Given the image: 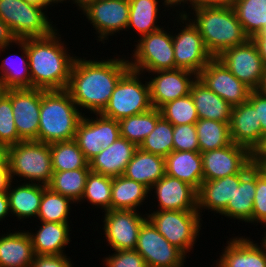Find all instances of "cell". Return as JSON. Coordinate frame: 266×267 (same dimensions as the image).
I'll list each match as a JSON object with an SVG mask.
<instances>
[{"label": "cell", "instance_id": "9a60e30c", "mask_svg": "<svg viewBox=\"0 0 266 267\" xmlns=\"http://www.w3.org/2000/svg\"><path fill=\"white\" fill-rule=\"evenodd\" d=\"M197 78L232 107L248 101L252 91L235 77L217 57L199 72Z\"/></svg>", "mask_w": 266, "mask_h": 267}, {"label": "cell", "instance_id": "ee69618b", "mask_svg": "<svg viewBox=\"0 0 266 267\" xmlns=\"http://www.w3.org/2000/svg\"><path fill=\"white\" fill-rule=\"evenodd\" d=\"M12 111L11 99L0 90V144L7 147L22 141L18 136Z\"/></svg>", "mask_w": 266, "mask_h": 267}, {"label": "cell", "instance_id": "91938a15", "mask_svg": "<svg viewBox=\"0 0 266 267\" xmlns=\"http://www.w3.org/2000/svg\"><path fill=\"white\" fill-rule=\"evenodd\" d=\"M28 3L40 6V7H44L45 9L47 8V6L49 7L52 4H58V2L56 0H25Z\"/></svg>", "mask_w": 266, "mask_h": 267}, {"label": "cell", "instance_id": "f6af8a7d", "mask_svg": "<svg viewBox=\"0 0 266 267\" xmlns=\"http://www.w3.org/2000/svg\"><path fill=\"white\" fill-rule=\"evenodd\" d=\"M173 151L200 152L195 124L173 125Z\"/></svg>", "mask_w": 266, "mask_h": 267}, {"label": "cell", "instance_id": "e575fe53", "mask_svg": "<svg viewBox=\"0 0 266 267\" xmlns=\"http://www.w3.org/2000/svg\"><path fill=\"white\" fill-rule=\"evenodd\" d=\"M195 126L200 153L220 149L233 143L229 123L211 119H198Z\"/></svg>", "mask_w": 266, "mask_h": 267}, {"label": "cell", "instance_id": "f1b7e54d", "mask_svg": "<svg viewBox=\"0 0 266 267\" xmlns=\"http://www.w3.org/2000/svg\"><path fill=\"white\" fill-rule=\"evenodd\" d=\"M165 174L164 157L137 148L123 175L150 189Z\"/></svg>", "mask_w": 266, "mask_h": 267}, {"label": "cell", "instance_id": "bcb514c9", "mask_svg": "<svg viewBox=\"0 0 266 267\" xmlns=\"http://www.w3.org/2000/svg\"><path fill=\"white\" fill-rule=\"evenodd\" d=\"M103 262L105 267H147L145 260L135 249L115 251Z\"/></svg>", "mask_w": 266, "mask_h": 267}, {"label": "cell", "instance_id": "f907efd6", "mask_svg": "<svg viewBox=\"0 0 266 267\" xmlns=\"http://www.w3.org/2000/svg\"><path fill=\"white\" fill-rule=\"evenodd\" d=\"M248 102L257 111V116L261 123L263 138L266 136V96L261 95L256 90H252L249 95Z\"/></svg>", "mask_w": 266, "mask_h": 267}, {"label": "cell", "instance_id": "603a6c76", "mask_svg": "<svg viewBox=\"0 0 266 267\" xmlns=\"http://www.w3.org/2000/svg\"><path fill=\"white\" fill-rule=\"evenodd\" d=\"M240 184V173L228 175L216 180L203 181L197 190V211L202 209L221 213L235 194Z\"/></svg>", "mask_w": 266, "mask_h": 267}, {"label": "cell", "instance_id": "ba28073f", "mask_svg": "<svg viewBox=\"0 0 266 267\" xmlns=\"http://www.w3.org/2000/svg\"><path fill=\"white\" fill-rule=\"evenodd\" d=\"M198 211L157 210L147 213V219L166 240L186 256L200 235L201 221ZM201 220V221H200Z\"/></svg>", "mask_w": 266, "mask_h": 267}, {"label": "cell", "instance_id": "be15d7a7", "mask_svg": "<svg viewBox=\"0 0 266 267\" xmlns=\"http://www.w3.org/2000/svg\"><path fill=\"white\" fill-rule=\"evenodd\" d=\"M256 91H258L261 95L266 96V67L264 69L260 85Z\"/></svg>", "mask_w": 266, "mask_h": 267}, {"label": "cell", "instance_id": "484cf974", "mask_svg": "<svg viewBox=\"0 0 266 267\" xmlns=\"http://www.w3.org/2000/svg\"><path fill=\"white\" fill-rule=\"evenodd\" d=\"M22 56L11 54L1 59L0 63V90L32 88V80L28 63L27 38L17 40Z\"/></svg>", "mask_w": 266, "mask_h": 267}, {"label": "cell", "instance_id": "8992f818", "mask_svg": "<svg viewBox=\"0 0 266 267\" xmlns=\"http://www.w3.org/2000/svg\"><path fill=\"white\" fill-rule=\"evenodd\" d=\"M142 73L129 69L118 81L103 116L119 121L153 108L148 81L141 82Z\"/></svg>", "mask_w": 266, "mask_h": 267}, {"label": "cell", "instance_id": "f546056e", "mask_svg": "<svg viewBox=\"0 0 266 267\" xmlns=\"http://www.w3.org/2000/svg\"><path fill=\"white\" fill-rule=\"evenodd\" d=\"M199 119H211L230 122L232 106L210 90L198 78L190 89Z\"/></svg>", "mask_w": 266, "mask_h": 267}, {"label": "cell", "instance_id": "680465c9", "mask_svg": "<svg viewBox=\"0 0 266 267\" xmlns=\"http://www.w3.org/2000/svg\"><path fill=\"white\" fill-rule=\"evenodd\" d=\"M163 6L167 7V11L170 10L168 8H175L177 6H182L184 9L185 4H189L188 7L192 6L191 8H195V0H162ZM182 4V5H181Z\"/></svg>", "mask_w": 266, "mask_h": 267}, {"label": "cell", "instance_id": "6da1fadb", "mask_svg": "<svg viewBox=\"0 0 266 267\" xmlns=\"http://www.w3.org/2000/svg\"><path fill=\"white\" fill-rule=\"evenodd\" d=\"M130 69L122 58L86 60L76 57L66 90L77 107L101 113L107 106L120 78Z\"/></svg>", "mask_w": 266, "mask_h": 267}, {"label": "cell", "instance_id": "7c38bea8", "mask_svg": "<svg viewBox=\"0 0 266 267\" xmlns=\"http://www.w3.org/2000/svg\"><path fill=\"white\" fill-rule=\"evenodd\" d=\"M135 250L143 257L147 267H184L187 258L148 219L139 230Z\"/></svg>", "mask_w": 266, "mask_h": 267}, {"label": "cell", "instance_id": "9f6ffc18", "mask_svg": "<svg viewBox=\"0 0 266 267\" xmlns=\"http://www.w3.org/2000/svg\"><path fill=\"white\" fill-rule=\"evenodd\" d=\"M10 213L7 192H0V221L10 216Z\"/></svg>", "mask_w": 266, "mask_h": 267}, {"label": "cell", "instance_id": "8fae6325", "mask_svg": "<svg viewBox=\"0 0 266 267\" xmlns=\"http://www.w3.org/2000/svg\"><path fill=\"white\" fill-rule=\"evenodd\" d=\"M79 9L95 28L99 42L127 29L129 0H83Z\"/></svg>", "mask_w": 266, "mask_h": 267}, {"label": "cell", "instance_id": "f35d334b", "mask_svg": "<svg viewBox=\"0 0 266 267\" xmlns=\"http://www.w3.org/2000/svg\"><path fill=\"white\" fill-rule=\"evenodd\" d=\"M71 203L73 204L74 202L69 197L54 192L47 186H43L37 218L42 222L69 223Z\"/></svg>", "mask_w": 266, "mask_h": 267}, {"label": "cell", "instance_id": "b9f144b4", "mask_svg": "<svg viewBox=\"0 0 266 267\" xmlns=\"http://www.w3.org/2000/svg\"><path fill=\"white\" fill-rule=\"evenodd\" d=\"M173 124L161 117L153 131L138 148L155 155L166 157L173 151Z\"/></svg>", "mask_w": 266, "mask_h": 267}, {"label": "cell", "instance_id": "7bdbcfd3", "mask_svg": "<svg viewBox=\"0 0 266 267\" xmlns=\"http://www.w3.org/2000/svg\"><path fill=\"white\" fill-rule=\"evenodd\" d=\"M159 110L161 116L173 125L195 124L199 119L191 94L169 101Z\"/></svg>", "mask_w": 266, "mask_h": 267}, {"label": "cell", "instance_id": "1f68e13d", "mask_svg": "<svg viewBox=\"0 0 266 267\" xmlns=\"http://www.w3.org/2000/svg\"><path fill=\"white\" fill-rule=\"evenodd\" d=\"M150 194V189L140 182L120 175L112 177L111 210H135Z\"/></svg>", "mask_w": 266, "mask_h": 267}, {"label": "cell", "instance_id": "7dc6e473", "mask_svg": "<svg viewBox=\"0 0 266 267\" xmlns=\"http://www.w3.org/2000/svg\"><path fill=\"white\" fill-rule=\"evenodd\" d=\"M266 223V178L256 169V191L253 202L252 224Z\"/></svg>", "mask_w": 266, "mask_h": 267}, {"label": "cell", "instance_id": "d6986e66", "mask_svg": "<svg viewBox=\"0 0 266 267\" xmlns=\"http://www.w3.org/2000/svg\"><path fill=\"white\" fill-rule=\"evenodd\" d=\"M152 189L158 210L197 211V190L184 181L165 174Z\"/></svg>", "mask_w": 266, "mask_h": 267}, {"label": "cell", "instance_id": "7a4b0ae2", "mask_svg": "<svg viewBox=\"0 0 266 267\" xmlns=\"http://www.w3.org/2000/svg\"><path fill=\"white\" fill-rule=\"evenodd\" d=\"M57 30L45 37L27 38L32 88L63 90L68 86L76 56L68 53Z\"/></svg>", "mask_w": 266, "mask_h": 267}, {"label": "cell", "instance_id": "277c9868", "mask_svg": "<svg viewBox=\"0 0 266 267\" xmlns=\"http://www.w3.org/2000/svg\"><path fill=\"white\" fill-rule=\"evenodd\" d=\"M83 116L66 89H41L38 142L51 144L74 140Z\"/></svg>", "mask_w": 266, "mask_h": 267}, {"label": "cell", "instance_id": "e0dca14e", "mask_svg": "<svg viewBox=\"0 0 266 267\" xmlns=\"http://www.w3.org/2000/svg\"><path fill=\"white\" fill-rule=\"evenodd\" d=\"M203 181L216 180L228 175L239 174L251 161V152L232 143L220 149L201 153Z\"/></svg>", "mask_w": 266, "mask_h": 267}, {"label": "cell", "instance_id": "83f0119b", "mask_svg": "<svg viewBox=\"0 0 266 267\" xmlns=\"http://www.w3.org/2000/svg\"><path fill=\"white\" fill-rule=\"evenodd\" d=\"M34 256L28 231L0 236V267H31Z\"/></svg>", "mask_w": 266, "mask_h": 267}, {"label": "cell", "instance_id": "74e56055", "mask_svg": "<svg viewBox=\"0 0 266 267\" xmlns=\"http://www.w3.org/2000/svg\"><path fill=\"white\" fill-rule=\"evenodd\" d=\"M53 172L89 168V161L74 140L50 144Z\"/></svg>", "mask_w": 266, "mask_h": 267}, {"label": "cell", "instance_id": "11a10c76", "mask_svg": "<svg viewBox=\"0 0 266 267\" xmlns=\"http://www.w3.org/2000/svg\"><path fill=\"white\" fill-rule=\"evenodd\" d=\"M266 67V31H262L252 38Z\"/></svg>", "mask_w": 266, "mask_h": 267}, {"label": "cell", "instance_id": "6125c7cd", "mask_svg": "<svg viewBox=\"0 0 266 267\" xmlns=\"http://www.w3.org/2000/svg\"><path fill=\"white\" fill-rule=\"evenodd\" d=\"M8 161V147L0 144V167Z\"/></svg>", "mask_w": 266, "mask_h": 267}, {"label": "cell", "instance_id": "2e32d148", "mask_svg": "<svg viewBox=\"0 0 266 267\" xmlns=\"http://www.w3.org/2000/svg\"><path fill=\"white\" fill-rule=\"evenodd\" d=\"M146 215L135 210L105 211L102 229L108 245L114 251L135 249L139 230L147 220Z\"/></svg>", "mask_w": 266, "mask_h": 267}, {"label": "cell", "instance_id": "816d5d0a", "mask_svg": "<svg viewBox=\"0 0 266 267\" xmlns=\"http://www.w3.org/2000/svg\"><path fill=\"white\" fill-rule=\"evenodd\" d=\"M16 41L17 38L10 27L0 18V54L2 51L5 52V49L8 50Z\"/></svg>", "mask_w": 266, "mask_h": 267}, {"label": "cell", "instance_id": "8d00e7d4", "mask_svg": "<svg viewBox=\"0 0 266 267\" xmlns=\"http://www.w3.org/2000/svg\"><path fill=\"white\" fill-rule=\"evenodd\" d=\"M90 168L53 172L49 187L52 191L69 197L74 204L81 200Z\"/></svg>", "mask_w": 266, "mask_h": 267}, {"label": "cell", "instance_id": "6f0895ef", "mask_svg": "<svg viewBox=\"0 0 266 267\" xmlns=\"http://www.w3.org/2000/svg\"><path fill=\"white\" fill-rule=\"evenodd\" d=\"M252 160H266V136L262 138L260 144L251 153Z\"/></svg>", "mask_w": 266, "mask_h": 267}, {"label": "cell", "instance_id": "7402d4cb", "mask_svg": "<svg viewBox=\"0 0 266 267\" xmlns=\"http://www.w3.org/2000/svg\"><path fill=\"white\" fill-rule=\"evenodd\" d=\"M216 262L218 267H266V249L251 238L236 237L227 242Z\"/></svg>", "mask_w": 266, "mask_h": 267}, {"label": "cell", "instance_id": "ac0fdd59", "mask_svg": "<svg viewBox=\"0 0 266 267\" xmlns=\"http://www.w3.org/2000/svg\"><path fill=\"white\" fill-rule=\"evenodd\" d=\"M152 73L148 81L153 108L190 94L191 85L197 74L185 69L160 70Z\"/></svg>", "mask_w": 266, "mask_h": 267}, {"label": "cell", "instance_id": "d6a6232c", "mask_svg": "<svg viewBox=\"0 0 266 267\" xmlns=\"http://www.w3.org/2000/svg\"><path fill=\"white\" fill-rule=\"evenodd\" d=\"M160 0H129L130 11L127 29L139 33L140 38L162 28L157 24L159 20L158 6ZM157 24V25H156Z\"/></svg>", "mask_w": 266, "mask_h": 267}, {"label": "cell", "instance_id": "681fc988", "mask_svg": "<svg viewBox=\"0 0 266 267\" xmlns=\"http://www.w3.org/2000/svg\"><path fill=\"white\" fill-rule=\"evenodd\" d=\"M62 255H35L31 267H74L71 259Z\"/></svg>", "mask_w": 266, "mask_h": 267}, {"label": "cell", "instance_id": "52a82bcc", "mask_svg": "<svg viewBox=\"0 0 266 267\" xmlns=\"http://www.w3.org/2000/svg\"><path fill=\"white\" fill-rule=\"evenodd\" d=\"M44 10L47 9L25 0H0V18L17 40L45 37L56 30Z\"/></svg>", "mask_w": 266, "mask_h": 267}, {"label": "cell", "instance_id": "9c48e42d", "mask_svg": "<svg viewBox=\"0 0 266 267\" xmlns=\"http://www.w3.org/2000/svg\"><path fill=\"white\" fill-rule=\"evenodd\" d=\"M129 66L131 70L146 73L176 69L171 32L163 27L138 39ZM133 56V57H132ZM146 71V72H145Z\"/></svg>", "mask_w": 266, "mask_h": 267}, {"label": "cell", "instance_id": "ffe728a7", "mask_svg": "<svg viewBox=\"0 0 266 267\" xmlns=\"http://www.w3.org/2000/svg\"><path fill=\"white\" fill-rule=\"evenodd\" d=\"M229 129L232 142L247 148L251 153L262 140L257 111L248 101L232 107Z\"/></svg>", "mask_w": 266, "mask_h": 267}, {"label": "cell", "instance_id": "cb8c5ba5", "mask_svg": "<svg viewBox=\"0 0 266 267\" xmlns=\"http://www.w3.org/2000/svg\"><path fill=\"white\" fill-rule=\"evenodd\" d=\"M256 191V168L252 161L240 172V184L233 198L219 214L242 222L252 223L253 202Z\"/></svg>", "mask_w": 266, "mask_h": 267}, {"label": "cell", "instance_id": "60d3db41", "mask_svg": "<svg viewBox=\"0 0 266 267\" xmlns=\"http://www.w3.org/2000/svg\"><path fill=\"white\" fill-rule=\"evenodd\" d=\"M95 115H97L96 118L90 119L84 114L74 137V141L88 161L102 151L99 137V113H95Z\"/></svg>", "mask_w": 266, "mask_h": 267}, {"label": "cell", "instance_id": "c3c4849f", "mask_svg": "<svg viewBox=\"0 0 266 267\" xmlns=\"http://www.w3.org/2000/svg\"><path fill=\"white\" fill-rule=\"evenodd\" d=\"M99 137L104 150L120 137L119 122L99 113Z\"/></svg>", "mask_w": 266, "mask_h": 267}, {"label": "cell", "instance_id": "4dcf8cb0", "mask_svg": "<svg viewBox=\"0 0 266 267\" xmlns=\"http://www.w3.org/2000/svg\"><path fill=\"white\" fill-rule=\"evenodd\" d=\"M12 183L7 190L11 214L17 216L18 220L31 217L37 218L43 194V185L24 182L14 188Z\"/></svg>", "mask_w": 266, "mask_h": 267}, {"label": "cell", "instance_id": "03108f58", "mask_svg": "<svg viewBox=\"0 0 266 267\" xmlns=\"http://www.w3.org/2000/svg\"><path fill=\"white\" fill-rule=\"evenodd\" d=\"M263 227H266V223L264 224ZM264 235H265V236L262 238L260 244L266 249V231H265Z\"/></svg>", "mask_w": 266, "mask_h": 267}, {"label": "cell", "instance_id": "d590c367", "mask_svg": "<svg viewBox=\"0 0 266 267\" xmlns=\"http://www.w3.org/2000/svg\"><path fill=\"white\" fill-rule=\"evenodd\" d=\"M233 8L250 39L262 32L266 26V0H235Z\"/></svg>", "mask_w": 266, "mask_h": 267}, {"label": "cell", "instance_id": "db71d44e", "mask_svg": "<svg viewBox=\"0 0 266 267\" xmlns=\"http://www.w3.org/2000/svg\"><path fill=\"white\" fill-rule=\"evenodd\" d=\"M235 0H195V8L198 7H233Z\"/></svg>", "mask_w": 266, "mask_h": 267}, {"label": "cell", "instance_id": "f5cc1de1", "mask_svg": "<svg viewBox=\"0 0 266 267\" xmlns=\"http://www.w3.org/2000/svg\"><path fill=\"white\" fill-rule=\"evenodd\" d=\"M12 182L10 166L7 161L2 167H0V192H7Z\"/></svg>", "mask_w": 266, "mask_h": 267}, {"label": "cell", "instance_id": "94428289", "mask_svg": "<svg viewBox=\"0 0 266 267\" xmlns=\"http://www.w3.org/2000/svg\"><path fill=\"white\" fill-rule=\"evenodd\" d=\"M252 164L266 178V160H252Z\"/></svg>", "mask_w": 266, "mask_h": 267}, {"label": "cell", "instance_id": "d4e9b609", "mask_svg": "<svg viewBox=\"0 0 266 267\" xmlns=\"http://www.w3.org/2000/svg\"><path fill=\"white\" fill-rule=\"evenodd\" d=\"M41 222L36 232H29L35 255H62L70 243V223Z\"/></svg>", "mask_w": 266, "mask_h": 267}, {"label": "cell", "instance_id": "836d02e7", "mask_svg": "<svg viewBox=\"0 0 266 267\" xmlns=\"http://www.w3.org/2000/svg\"><path fill=\"white\" fill-rule=\"evenodd\" d=\"M160 110L152 108L146 112L119 120L120 136L137 147L153 131L161 118Z\"/></svg>", "mask_w": 266, "mask_h": 267}, {"label": "cell", "instance_id": "5bb4252c", "mask_svg": "<svg viewBox=\"0 0 266 267\" xmlns=\"http://www.w3.org/2000/svg\"><path fill=\"white\" fill-rule=\"evenodd\" d=\"M10 99L18 136L22 141H38L41 89L2 90Z\"/></svg>", "mask_w": 266, "mask_h": 267}, {"label": "cell", "instance_id": "3957f363", "mask_svg": "<svg viewBox=\"0 0 266 267\" xmlns=\"http://www.w3.org/2000/svg\"><path fill=\"white\" fill-rule=\"evenodd\" d=\"M192 9L193 12H189L195 16L192 19L187 11L182 10L180 13L185 14L197 27L207 51L213 57H218L224 50L249 39L233 7H198L191 8V11Z\"/></svg>", "mask_w": 266, "mask_h": 267}, {"label": "cell", "instance_id": "5b68a950", "mask_svg": "<svg viewBox=\"0 0 266 267\" xmlns=\"http://www.w3.org/2000/svg\"><path fill=\"white\" fill-rule=\"evenodd\" d=\"M8 162L12 181L17 176L25 183L29 180L28 183L49 185L53 174L50 144L38 141L18 142L8 147Z\"/></svg>", "mask_w": 266, "mask_h": 267}, {"label": "cell", "instance_id": "30bf717a", "mask_svg": "<svg viewBox=\"0 0 266 267\" xmlns=\"http://www.w3.org/2000/svg\"><path fill=\"white\" fill-rule=\"evenodd\" d=\"M178 17L175 20L178 19L177 22L186 26H181L180 23L182 28L179 32L174 35L172 33L176 69L189 70L198 75L213 56L207 51L202 36L192 21L183 13H179Z\"/></svg>", "mask_w": 266, "mask_h": 267}, {"label": "cell", "instance_id": "ab89813d", "mask_svg": "<svg viewBox=\"0 0 266 267\" xmlns=\"http://www.w3.org/2000/svg\"><path fill=\"white\" fill-rule=\"evenodd\" d=\"M112 177L89 172L83 196L78 202L87 200L105 211L111 210Z\"/></svg>", "mask_w": 266, "mask_h": 267}, {"label": "cell", "instance_id": "44dd1931", "mask_svg": "<svg viewBox=\"0 0 266 267\" xmlns=\"http://www.w3.org/2000/svg\"><path fill=\"white\" fill-rule=\"evenodd\" d=\"M137 148L135 144L120 136L89 161V168L91 172L105 176L123 175Z\"/></svg>", "mask_w": 266, "mask_h": 267}, {"label": "cell", "instance_id": "e7e4bbea", "mask_svg": "<svg viewBox=\"0 0 266 267\" xmlns=\"http://www.w3.org/2000/svg\"><path fill=\"white\" fill-rule=\"evenodd\" d=\"M57 2H59V3H63V2H65V1H67V0H56ZM73 2V4H76V6H78L77 8H79L80 6H81V4H82V2H83V0H72ZM69 2H70V0H69Z\"/></svg>", "mask_w": 266, "mask_h": 267}, {"label": "cell", "instance_id": "4fadbf2b", "mask_svg": "<svg viewBox=\"0 0 266 267\" xmlns=\"http://www.w3.org/2000/svg\"><path fill=\"white\" fill-rule=\"evenodd\" d=\"M217 58L252 90L259 87L265 66L252 39L224 50Z\"/></svg>", "mask_w": 266, "mask_h": 267}, {"label": "cell", "instance_id": "4316f807", "mask_svg": "<svg viewBox=\"0 0 266 267\" xmlns=\"http://www.w3.org/2000/svg\"><path fill=\"white\" fill-rule=\"evenodd\" d=\"M166 175L184 181L196 190L203 182L202 155L200 152L172 151L165 157Z\"/></svg>", "mask_w": 266, "mask_h": 267}]
</instances>
